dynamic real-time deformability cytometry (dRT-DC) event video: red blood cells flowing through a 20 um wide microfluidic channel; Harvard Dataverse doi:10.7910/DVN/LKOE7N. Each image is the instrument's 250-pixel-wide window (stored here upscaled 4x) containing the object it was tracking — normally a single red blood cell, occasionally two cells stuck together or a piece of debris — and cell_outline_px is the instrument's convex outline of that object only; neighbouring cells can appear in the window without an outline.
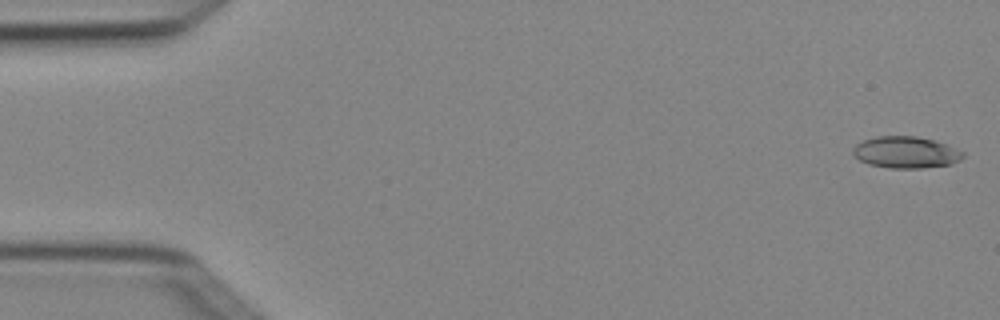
{"species": "Egyptian fruit bat (a non-hibernating species)", "species_latin": "Rousettus aegyptiacus", "temperature_condition": "cold", "stored_images_in_passage": 5, "camera_frame_rate_fps": 3000, "um_per_image_px": 0.085, "animal": {"sex": "female"}, "frame": {"image": 1, "passage_image": 1, "time_ms": 0.0, "image_size_px": [1000, 320], "cell_outline_px": [[964, 156], [960, 160], [952, 164], [924, 168], [888, 168], [868, 164], [852, 156], [852, 148], [856, 144], [864, 140], [876, 136], [916, 136], [948, 144], [964, 152]], "centroid_in_image_um": [76.99, 12.95], "position_along_channel_um": 8.0, "area_um2": 20.52}}
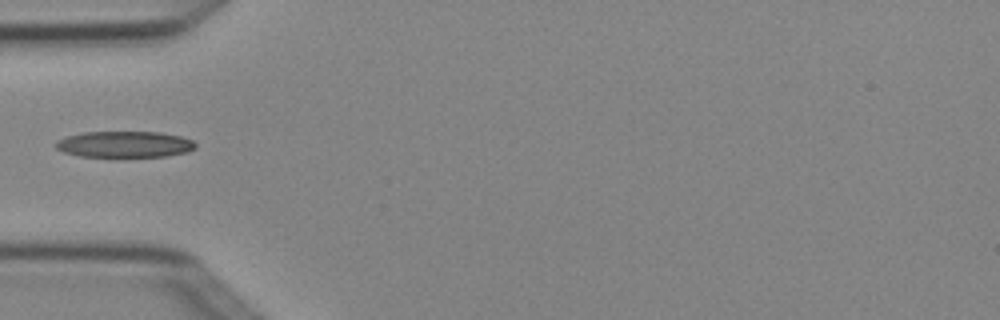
{"frame": {"image": 2, "passage_image": 4, "time_ms": 1.0, "image_size_px": [1000, 320], "cell_outline_px": [[196, 148], [188, 152], [164, 156], [80, 156], [64, 152], [56, 148], [56, 140], [68, 136], [84, 132], [160, 132], [180, 136], [192, 140], [196, 144]], "centroid_in_image_um": [10.61, 12.26], "position_along_channel_um": 74.4, "area_um2": 21.15}}
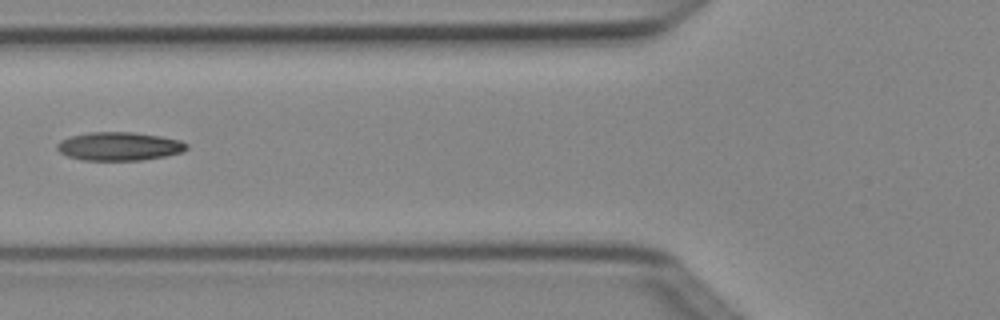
{"frame": {"image": 3, "passage_image": 5, "time_ms": 1.333, "image_size_px": [1000, 320], "cell_outline_px": [[188, 148], [184, 152], [164, 156], [140, 160], [80, 160], [68, 156], [60, 152], [56, 148], [56, 144], [60, 140], [72, 136], [88, 132], [132, 132], [160, 136], [180, 140], [188, 144]], "centroid_in_image_um": [10.13, 12.43], "position_along_channel_um": 115.7, "area_um2": 21.5}}